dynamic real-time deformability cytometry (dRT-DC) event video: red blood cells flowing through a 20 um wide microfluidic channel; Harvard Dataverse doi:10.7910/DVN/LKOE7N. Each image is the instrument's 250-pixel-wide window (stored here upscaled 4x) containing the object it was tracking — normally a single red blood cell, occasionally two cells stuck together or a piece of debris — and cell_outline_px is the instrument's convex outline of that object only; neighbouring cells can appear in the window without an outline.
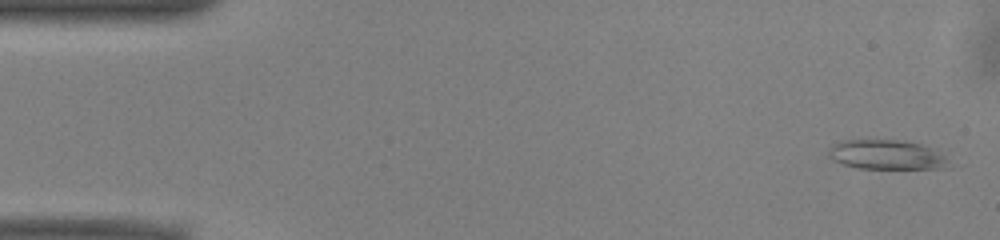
{"species": "common noctule bat (a hibernating species)", "species_latin": "Nyctalus noctula", "temperature_condition": "warm", "stored_images_in_passage": 52, "camera_frame_rate_fps": 3000, "um_per_image_px": 0.085, "animal": {"sex": "male", "body_mass_g": 13.0, "forearm_length_mm": 53.1}, "frame": {"image": 1, "passage_image": 2, "time_ms": 0.333, "image_size_px": [1000, 240], "cell_outline_px": [[952, 168], [856, 168], [832, 160], [828, 156], [828, 148], [832, 144], [840, 140], [904, 140], [924, 144], [932, 148], [944, 156], [948, 160]], "centroid_in_image_um": [75.35, 13.14], "position_along_channel_um": 9.6, "area_um2": 20.92}}
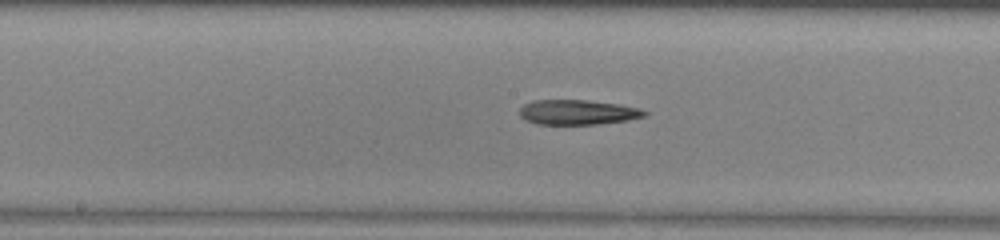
{"frame": {"image": 2, "passage_image": 26, "time_ms": 8.333, "image_size_px": [1000, 240], "cell_outline_px": [[648, 112], [644, 116], [628, 120], [600, 124], [536, 124], [524, 120], [520, 116], [520, 108], [524, 104], [532, 100], [584, 100], [620, 104], [640, 108]], "centroid_in_image_um": [49.08, 9.54], "position_along_channel_um": 199.1, "area_um2": 18.21}}
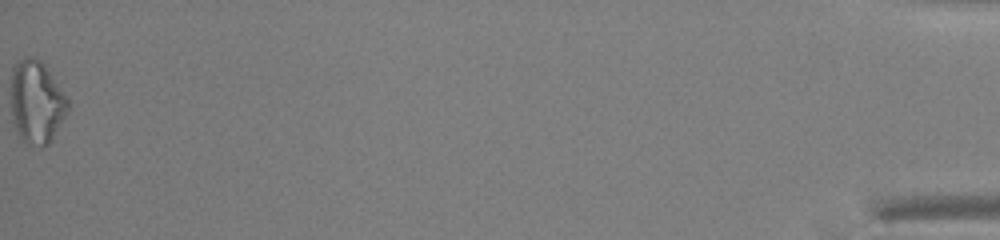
{"frame": {"image": 3, "passage_image": 52, "time_ms": 17.0, "image_size_px": [1000, 240], "cell_outline_px": [[68, 112], [52, 140], [48, 144], [40, 148], [28, 144], [20, 136], [12, 120], [12, 68], [20, 60], [28, 56], [32, 56], [40, 60], [44, 64], [68, 100]], "centroid_in_image_um": [3.11, 8.7], "position_along_channel_um": 432.1, "area_um2": 27.22}}